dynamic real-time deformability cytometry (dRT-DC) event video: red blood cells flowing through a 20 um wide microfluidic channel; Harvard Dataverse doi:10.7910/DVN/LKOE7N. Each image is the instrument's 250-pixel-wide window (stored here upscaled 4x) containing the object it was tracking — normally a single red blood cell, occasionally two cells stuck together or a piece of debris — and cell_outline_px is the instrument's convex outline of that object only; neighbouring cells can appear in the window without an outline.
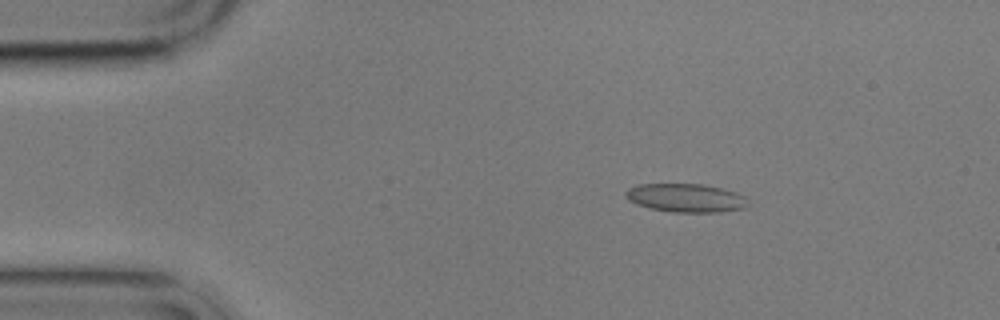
{"species": "common noctule bat (a hibernating species)", "species_latin": "Nyctalus noctula", "temperature_condition": "cold", "stored_images_in_passage": 4, "camera_frame_rate_fps": 3000, "um_per_image_px": 0.085, "animal": {"sex": "male", "body_mass_g": 17.9}, "frame": {"image": 1, "passage_image": 2, "time_ms": 1.333, "image_size_px": [1000, 320], "cell_outline_px": [[748, 204], [744, 208], [720, 212], [672, 212], [652, 208], [636, 204], [628, 200], [624, 196], [624, 192], [628, 188], [636, 184], [704, 184], [736, 192], [744, 196]], "centroid_in_image_um": [58.25, 16.81], "position_along_channel_um": 26.7, "area_um2": 20.35}}